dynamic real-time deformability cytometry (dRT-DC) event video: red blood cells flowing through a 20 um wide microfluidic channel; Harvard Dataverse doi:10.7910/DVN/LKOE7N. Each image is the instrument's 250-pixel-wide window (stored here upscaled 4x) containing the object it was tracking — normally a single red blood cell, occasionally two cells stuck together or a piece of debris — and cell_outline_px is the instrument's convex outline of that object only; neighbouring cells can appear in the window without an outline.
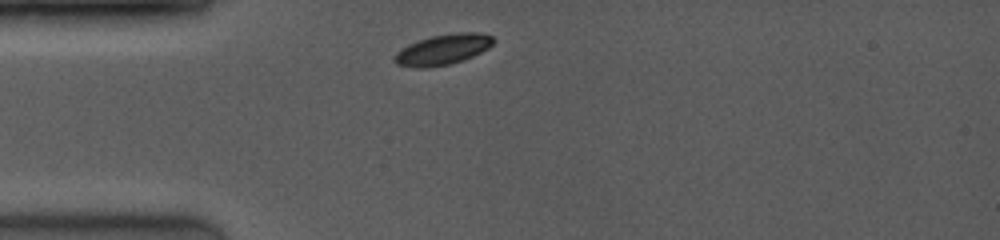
{"species": "common noctule bat (a hibernating species)", "species_latin": "Nyctalus noctula", "temperature_condition": "room temperature", "stored_images_in_passage": 15, "camera_frame_rate_fps": 4000, "um_per_image_px": 0.085, "animal": {"sex": "female", "body_mass_g": 19.0, "forearm_length_mm": 53.3}, "frame": {"image": 1, "passage_image": 1, "time_ms": 0.0, "image_size_px": [1000, 240], "cell_outline_px": [[496, 40], [488, 48], [464, 60], [448, 64], [424, 68], [416, 68], [396, 64], [392, 60], [396, 52], [408, 44], [432, 36], [460, 32], [476, 32], [492, 36]], "centroid_in_image_um": [37.63, 4.21], "position_along_channel_um": 47.4, "area_um2": 17.46}}
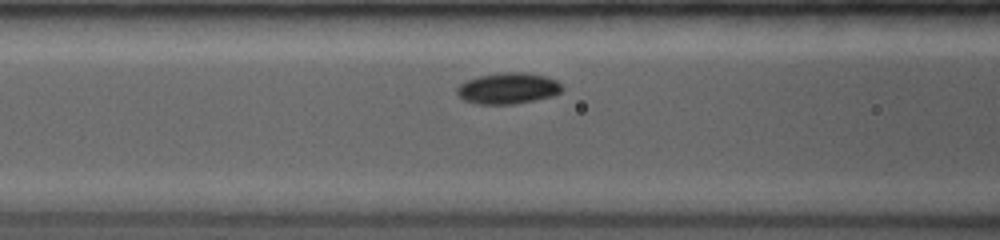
{"frame": {"image": 2, "passage_image": 9, "time_ms": 2.0, "image_size_px": [1000, 240], "cell_outline_px": [[560, 92], [552, 96], [536, 100], [516, 104], [476, 104], [464, 100], [456, 92], [456, 88], [460, 84], [468, 80], [480, 76], [512, 72], [520, 72], [544, 76], [556, 80], [560, 84]], "centroid_in_image_um": [43.16, 7.53], "position_along_channel_um": 123.4, "area_um2": 18.73}}
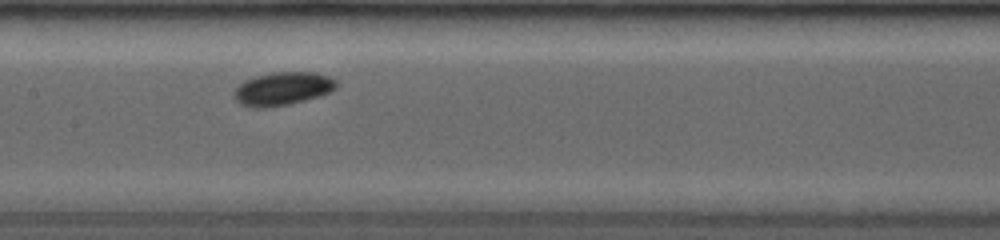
{"frame": {"image": 3, "passage_image": 14, "time_ms": 3.25, "image_size_px": [1000, 240], "cell_outline_px": [[336, 88], [328, 92], [304, 100], [288, 104], [268, 108], [252, 108], [240, 104], [236, 100], [236, 88], [240, 84], [248, 80], [260, 76], [276, 72], [312, 72], [328, 76], [336, 80]], "centroid_in_image_um": [24.03, 7.55], "position_along_channel_um": 183.4, "area_um2": 19.25}}